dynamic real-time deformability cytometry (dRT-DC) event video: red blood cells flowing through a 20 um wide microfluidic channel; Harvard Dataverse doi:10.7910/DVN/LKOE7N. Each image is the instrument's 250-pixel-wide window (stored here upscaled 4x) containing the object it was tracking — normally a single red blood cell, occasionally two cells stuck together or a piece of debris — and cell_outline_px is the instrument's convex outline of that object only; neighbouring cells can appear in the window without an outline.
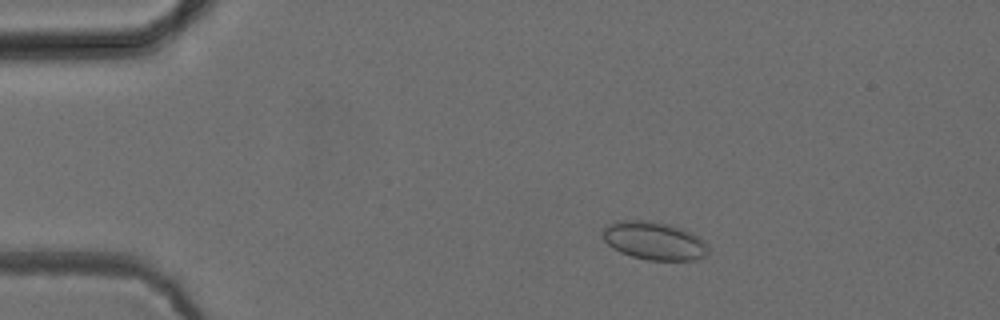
{"species": "common noctule bat (a hibernating species)", "species_latin": "Nyctalus noctula", "temperature_condition": "cold", "stored_images_in_passage": 52, "camera_frame_rate_fps": 3000, "um_per_image_px": 0.085, "animal": {"sex": "female", "body_mass_g": 24.6, "forearm_length_mm": 56.2}, "frame": {"image": 1, "passage_image": 9, "time_ms": 2.667, "image_size_px": [1000, 320], "cell_outline_px": [[708, 256], [696, 260], [648, 260], [632, 256], [620, 252], [612, 248], [604, 240], [604, 228], [608, 224], [616, 220], [644, 220], [668, 224], [692, 232], [704, 240], [708, 244]], "centroid_in_image_um": [55.64, 20.47], "position_along_channel_um": 29.4, "area_um2": 23.58}}
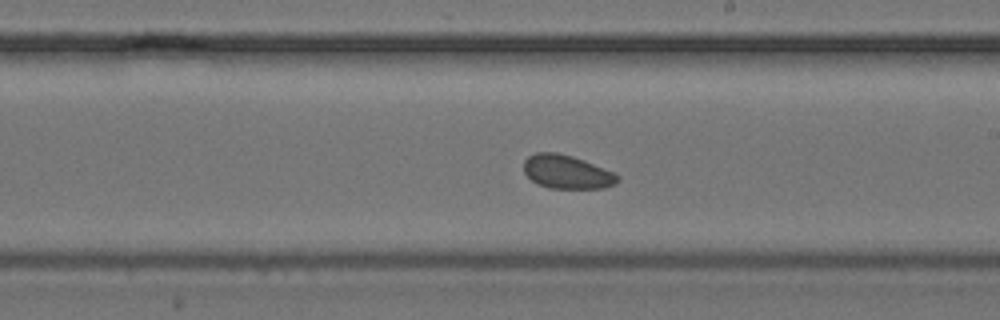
{"frame": {"image": 2, "passage_image": 30, "time_ms": 9.667, "image_size_px": [1000, 320], "cell_outline_px": [[620, 180], [616, 184], [604, 188], [548, 188], [532, 180], [524, 172], [524, 160], [528, 156], [536, 152], [556, 152], [572, 156], [584, 160], [612, 172], [620, 176]], "centroid_in_image_um": [48.19, 14.61], "position_along_channel_um": 240.8, "area_um2": 18.32}}
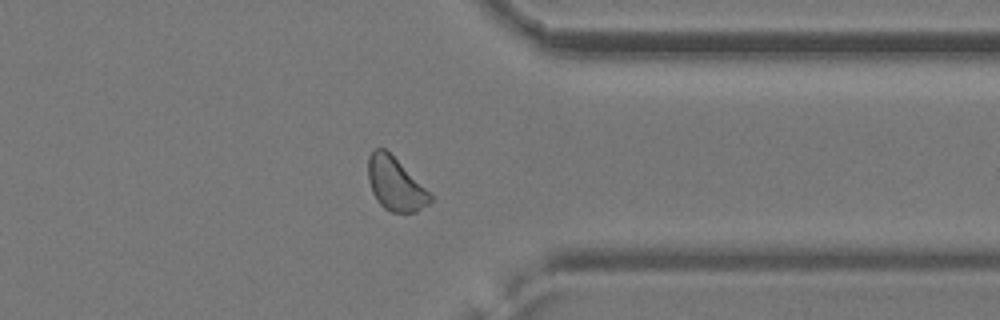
{"frame": {"image": 3, "passage_image": 41, "time_ms": 13.333, "image_size_px": [1000, 320], "cell_outline_px": [[436, 196], [428, 204], [416, 212], [392, 212], [384, 208], [376, 200], [372, 192], [368, 180], [368, 156], [376, 148], [384, 148]], "centroid_in_image_um": [33.63, 15.66], "position_along_channel_um": 377.8, "area_um2": 19.36}, "authors_computed_cell_mechanics": {"area_um2": 19.3919, "velocity_mm_per_s": 3.8774, "shape_relaxation_time_tau1_ms": null, "shape_relaxation_time_tau2_ms": 2.7366, "deformation_change_tau1": null, "deformation_change_tau2": 0.0518}}